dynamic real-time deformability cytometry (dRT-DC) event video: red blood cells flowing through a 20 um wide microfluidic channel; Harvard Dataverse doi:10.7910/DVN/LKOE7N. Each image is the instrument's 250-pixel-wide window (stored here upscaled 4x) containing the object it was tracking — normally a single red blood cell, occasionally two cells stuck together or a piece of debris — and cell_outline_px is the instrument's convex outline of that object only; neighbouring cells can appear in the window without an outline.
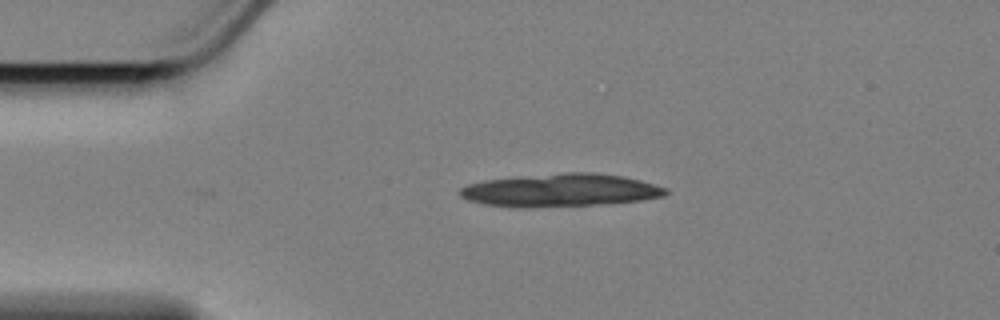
{"species": "Egyptian fruit bat (a non-hibernating species)", "species_latin": "Rousettus aegyptiacus", "temperature_condition": "cold", "stored_images_in_passage": 10, "camera_frame_rate_fps": 3000, "um_per_image_px": 0.085, "animal": {"sex": "female"}, "frame": {"image": 1, "passage_image": 1, "time_ms": 0.0, "image_size_px": [1000, 320], "cell_outline_px": [[668, 192], [664, 196], [640, 200], [592, 204], [488, 204], [468, 200], [460, 196], [460, 188], [468, 184], [484, 180], [564, 172], [596, 172], [624, 176], [640, 180], [668, 188]], "centroid_in_image_um": [47.74, 16.1], "position_along_channel_um": 37.3, "area_um2": 37.63}}